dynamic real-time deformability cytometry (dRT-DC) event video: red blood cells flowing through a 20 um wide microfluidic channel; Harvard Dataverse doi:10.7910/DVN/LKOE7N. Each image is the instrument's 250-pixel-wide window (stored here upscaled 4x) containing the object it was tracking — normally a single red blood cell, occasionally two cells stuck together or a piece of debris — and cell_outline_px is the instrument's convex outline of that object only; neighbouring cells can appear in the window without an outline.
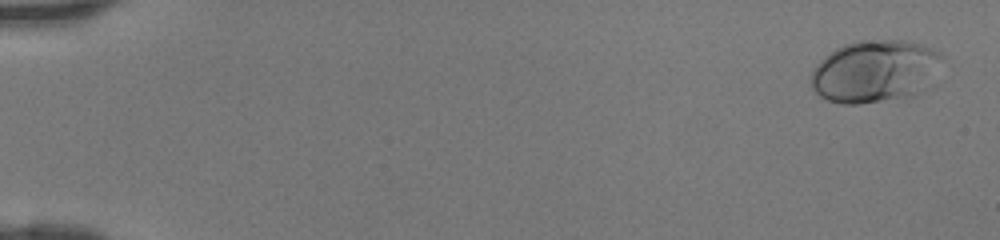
{"species": "human", "species_latin": "Homo sapiens", "temperature_condition": "room temperature", "stored_images_in_passage": 46, "camera_frame_rate_fps": 3000, "um_per_image_px": 0.085, "donor": {"sex": "female"}, "frame": {"image": 1, "passage_image": 2, "time_ms": 0.333, "image_size_px": [1000, 240], "cell_outline_px": [[944, 56], [916, 92], [912, 96], [860, 104], [840, 104], [828, 100], [820, 96], [812, 88], [812, 72], [816, 64], [824, 56], [836, 48], [844, 44], [856, 40], [904, 40], [920, 44], [932, 48], [940, 52]], "centroid_in_image_um": [74.26, 6.03], "position_along_channel_um": 10.7, "area_um2": 46.7}}
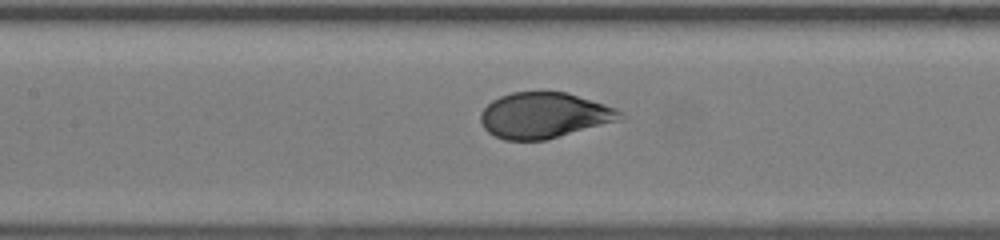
{"frame": {"image": 2, "passage_image": 23, "time_ms": 7.333, "image_size_px": [1000, 240], "cell_outline_px": [[624, 116], [620, 120], [544, 140], [504, 140], [488, 132], [484, 128], [480, 120], [480, 112], [492, 100], [500, 96], [512, 92], [568, 92], [616, 108], [624, 112]], "centroid_in_image_um": [46.24, 9.8], "position_along_channel_um": 161.2, "area_um2": 37.05}}
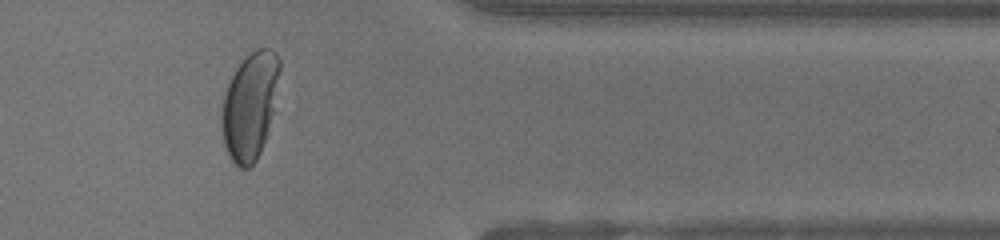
{"frame": {"image": 3, "passage_image": 39, "time_ms": 12.667, "image_size_px": [1000, 240], "cell_outline_px": [[280, 68], [268, 124], [264, 140], [260, 152], [256, 160], [248, 168], [240, 168], [232, 160], [224, 144], [220, 116], [224, 92], [236, 68], [244, 56], [256, 48], [268, 48], [276, 52], [280, 60]], "centroid_in_image_um": [21.19, 8.95], "position_along_channel_um": 390.2, "area_um2": 35.37}}